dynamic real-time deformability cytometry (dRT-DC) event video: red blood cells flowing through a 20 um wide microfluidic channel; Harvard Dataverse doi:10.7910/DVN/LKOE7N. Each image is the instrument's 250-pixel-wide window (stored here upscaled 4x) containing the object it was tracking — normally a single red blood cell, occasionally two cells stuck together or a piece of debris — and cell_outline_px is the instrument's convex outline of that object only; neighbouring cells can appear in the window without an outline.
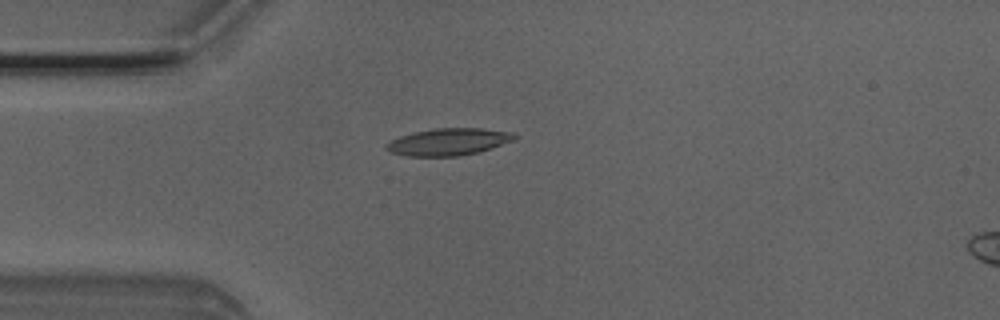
{"species": "Egyptian fruit bat (a non-hibernating species)", "species_latin": "Rousettus aegyptiacus", "temperature_condition": "room temperature", "stored_images_in_passage": 5, "camera_frame_rate_fps": 3000, "um_per_image_px": 0.085, "animal": {"sex": "male"}, "frame": {"image": 1, "passage_image": 4, "time_ms": 1.0, "image_size_px": [1000, 320], "cell_outline_px": [[516, 136], [512, 140], [492, 148], [460, 156], [408, 156], [392, 152], [384, 148], [384, 144], [400, 136], [416, 132], [436, 128], [484, 128], [516, 132]], "centroid_in_image_um": [38.14, 12.05], "position_along_channel_um": 46.9, "area_um2": 20.11}}